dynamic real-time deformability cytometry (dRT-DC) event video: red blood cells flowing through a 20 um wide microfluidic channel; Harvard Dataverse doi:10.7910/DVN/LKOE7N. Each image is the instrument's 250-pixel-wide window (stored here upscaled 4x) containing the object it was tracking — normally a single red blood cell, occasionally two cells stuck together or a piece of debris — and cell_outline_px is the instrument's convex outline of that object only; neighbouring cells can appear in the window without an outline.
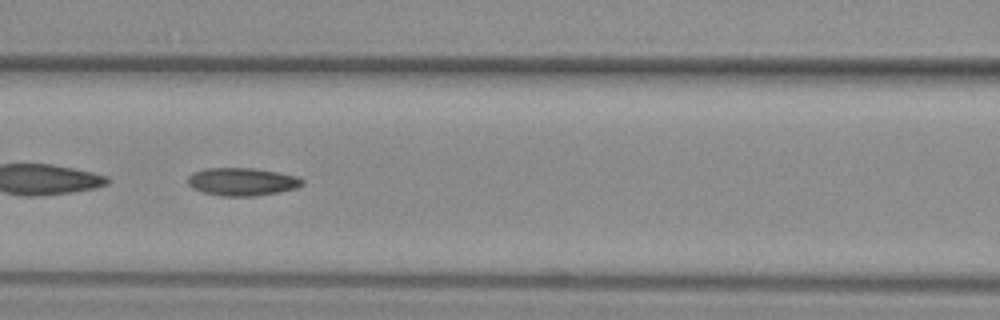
{"species": "common noctule bat (a hibernating species)", "species_latin": "Nyctalus noctula", "temperature_condition": "warm", "stored_images_in_passage": 52, "segment_of_instrument_passage": [2, 2], "camera_frame_rate_fps": 3000, "um_per_image_px": 0.085, "animal": {"sex": "female", "body_mass_g": 29.2, "forearm_length_mm": 56.3}, "frame": {"image": 1, "passage_image": 23, "time_ms": 7.333, "image_size_px": [1000, 320], "cell_outline_px": [[304, 184], [296, 188], [280, 192], [252, 196], [220, 196], [204, 192], [192, 188], [188, 184], [188, 176], [192, 172], [204, 168], [256, 168], [296, 176], [304, 180]], "centroid_in_image_um": [20.56, 15.44], "position_along_channel_um": 146.0, "area_um2": 18.67}}
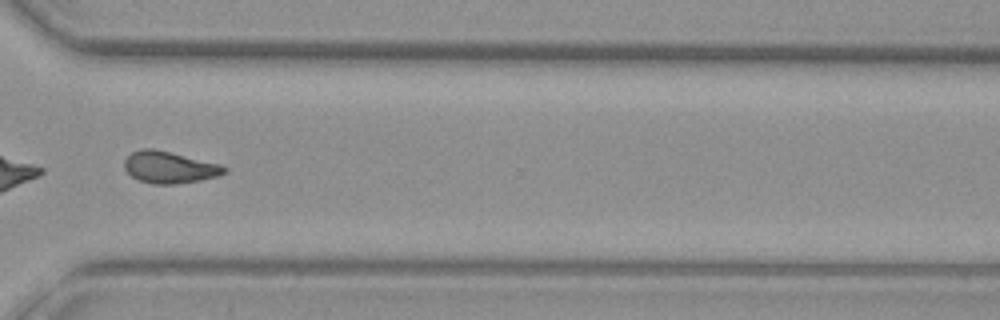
{"frame": {"image": 2, "passage_image": 39, "time_ms": 12.667, "image_size_px": [1000, 320], "cell_outline_px": [[228, 172], [216, 176], [200, 180], [176, 184], [152, 184], [140, 180], [132, 176], [124, 168], [124, 160], [132, 152], [140, 148], [152, 148], [220, 164], [228, 168]], "centroid_in_image_um": [14.4, 14.22], "position_along_channel_um": 356.2, "area_um2": 18.38}}